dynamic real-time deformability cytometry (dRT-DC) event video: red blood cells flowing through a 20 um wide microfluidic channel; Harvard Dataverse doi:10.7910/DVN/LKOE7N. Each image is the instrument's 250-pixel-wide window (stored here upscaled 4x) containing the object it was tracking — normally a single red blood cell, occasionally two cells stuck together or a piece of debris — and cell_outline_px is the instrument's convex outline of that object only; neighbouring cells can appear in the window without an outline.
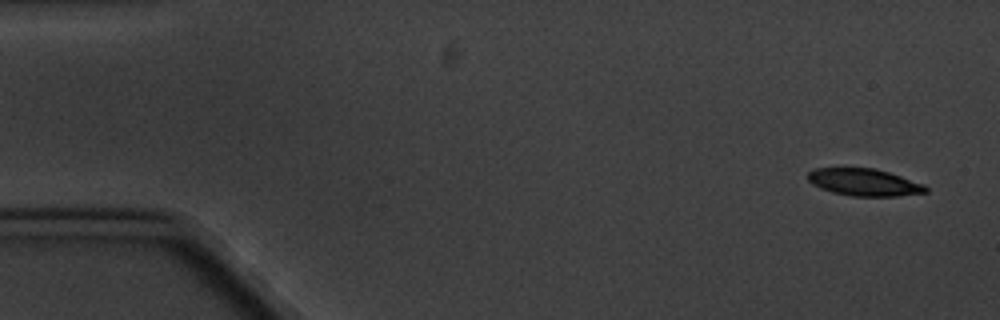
{"species": "common noctule bat (a hibernating species)", "species_latin": "Nyctalus noctula", "temperature_condition": "cold", "stored_images_in_passage": 5, "camera_frame_rate_fps": 3000, "um_per_image_px": 0.085, "animal": {"sex": "male", "body_mass_g": 20.1, "forearm_length_mm": 53.5}, "frame": {"image": 1, "passage_image": 1, "time_ms": 0.0, "image_size_px": [1000, 320], "cell_outline_px": [[928, 192], [900, 196], [852, 196], [832, 192], [820, 188], [812, 184], [808, 180], [808, 172], [816, 168], [876, 168], [924, 184], [928, 188]], "centroid_in_image_um": [73.46, 15.5], "position_along_channel_um": 11.5, "area_um2": 18.67}}
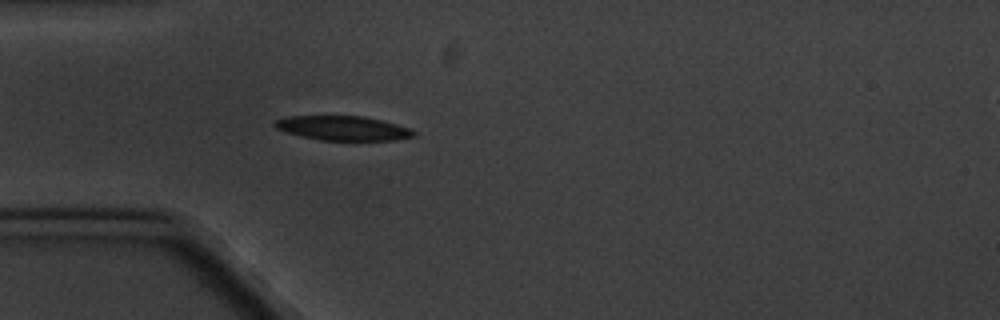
{"frame": {"image": 2, "passage_image": 5, "time_ms": 4.667, "image_size_px": [1000, 320], "cell_outline_px": [[416, 136], [392, 140], [320, 140], [288, 132], [276, 128], [272, 124], [276, 120], [288, 116], [364, 116], [412, 128], [416, 132]], "centroid_in_image_um": [29.19, 10.89], "position_along_channel_um": 55.8, "area_um2": 19.59}}